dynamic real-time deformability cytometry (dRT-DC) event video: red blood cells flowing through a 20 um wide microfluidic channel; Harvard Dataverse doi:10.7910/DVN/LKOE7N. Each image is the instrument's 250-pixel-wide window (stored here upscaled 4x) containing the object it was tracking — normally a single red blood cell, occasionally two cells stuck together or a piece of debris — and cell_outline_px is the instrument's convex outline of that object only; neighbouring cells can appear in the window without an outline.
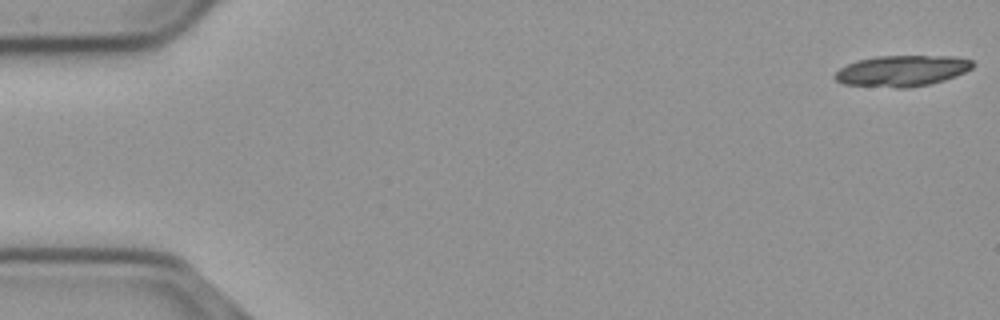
{"species": "common noctule bat (a hibernating species)", "species_latin": "Nyctalus noctula", "temperature_condition": "cold", "stored_images_in_passage": 19, "camera_frame_rate_fps": 3000, "um_per_image_px": 0.085, "animal": {"sex": "male", "body_mass_g": 23.1, "forearm_length_mm": 52.7}, "frame": {"image": 1, "passage_image": 1, "time_ms": 0.0, "image_size_px": [1000, 320], "cell_outline_px": [[976, 64], [972, 68], [956, 76], [944, 80], [928, 84], [908, 88], [896, 88], [844, 84], [836, 80], [832, 76], [840, 68], [856, 60], [876, 56], [952, 56], [972, 60]], "centroid_in_image_um": [76.66, 6.02], "position_along_channel_um": 8.3, "area_um2": 24.97}}
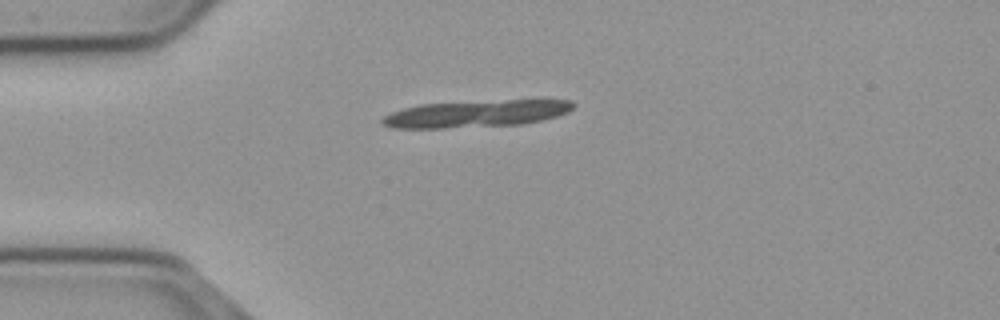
{"frame": {"image": 2, "passage_image": 14, "time_ms": 4.333, "image_size_px": [1000, 320], "cell_outline_px": [[576, 104], [568, 112], [556, 116], [524, 124], [444, 128], [392, 128], [380, 124], [380, 120], [384, 116], [392, 112], [404, 108], [420, 104], [508, 100], [572, 100]], "centroid_in_image_um": [40.44, 9.67], "position_along_channel_um": 44.6, "area_um2": 29.88}}